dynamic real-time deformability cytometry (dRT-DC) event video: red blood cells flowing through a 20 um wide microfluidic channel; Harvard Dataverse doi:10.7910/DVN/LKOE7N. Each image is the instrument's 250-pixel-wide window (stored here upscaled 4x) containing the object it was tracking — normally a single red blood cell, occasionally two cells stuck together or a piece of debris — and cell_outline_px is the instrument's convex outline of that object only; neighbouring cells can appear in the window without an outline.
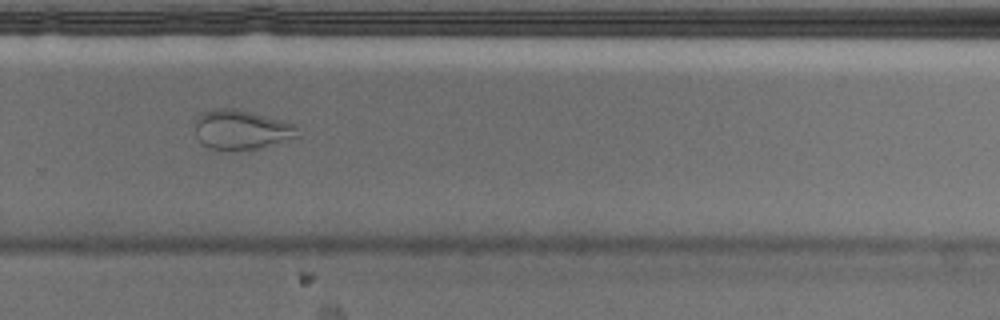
{"species": "Egyptian fruit bat (a non-hibernating species)", "species_latin": "Rousettus aegyptiacus", "temperature_condition": "cold", "stored_images_in_passage": 41, "camera_frame_rate_fps": 3000, "um_per_image_px": 0.085, "animal": {"sex": "male"}, "frame": {"image": 1, "passage_image": 24, "time_ms": 7.667, "image_size_px": [1000, 320], "cell_outline_px": [[300, 136], [260, 148], [236, 152], [228, 152], [208, 148], [200, 144], [196, 136], [196, 120], [200, 112], [216, 108], [236, 108], [288, 120], [296, 124]], "centroid_in_image_um": [20.53, 11.04], "position_along_channel_um": 309.3, "area_um2": 24.68}, "authors_computed_cell_mechanics": {"area_um2": 22.7732, "velocity_mm_per_s": 3.6985, "shape_relaxation_time_tau1_ms": null, "shape_relaxation_time_tau2_ms": 1.2648, "deformation_change_tau1": null, "deformation_change_tau2": 0.0688}}